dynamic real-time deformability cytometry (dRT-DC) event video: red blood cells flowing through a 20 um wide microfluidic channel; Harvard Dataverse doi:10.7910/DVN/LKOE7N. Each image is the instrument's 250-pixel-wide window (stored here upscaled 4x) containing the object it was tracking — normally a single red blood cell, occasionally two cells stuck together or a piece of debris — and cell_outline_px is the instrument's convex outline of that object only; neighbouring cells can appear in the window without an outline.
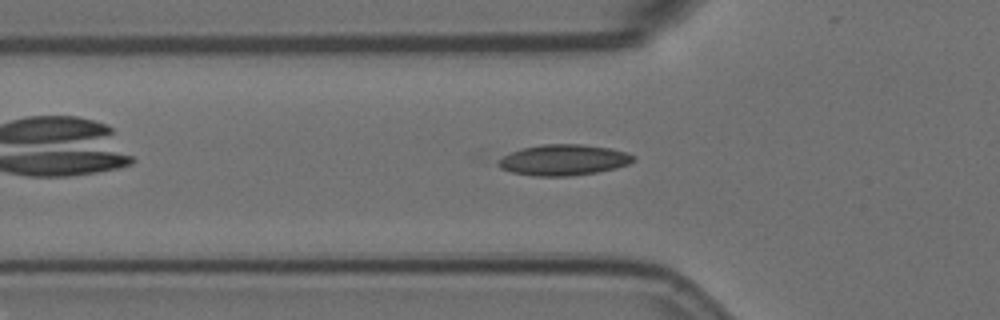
{"species": "Egyptian fruit bat (a non-hibernating species)", "species_latin": "Rousettus aegyptiacus", "temperature_condition": "room temperature", "stored_images_in_passage": 46, "camera_frame_rate_fps": 3000, "um_per_image_px": 0.085, "animal": {"sex": "female"}, "frame": {"image": 1, "passage_image": 7, "time_ms": 2.0, "image_size_px": [1000, 320], "cell_outline_px": [[636, 160], [628, 164], [616, 168], [596, 172], [568, 176], [532, 176], [512, 172], [500, 168], [496, 164], [496, 160], [520, 148], [544, 144], [580, 144], [612, 148], [636, 156]], "centroid_in_image_um": [47.89, 13.59], "position_along_channel_um": 77.9, "area_um2": 24.39}}
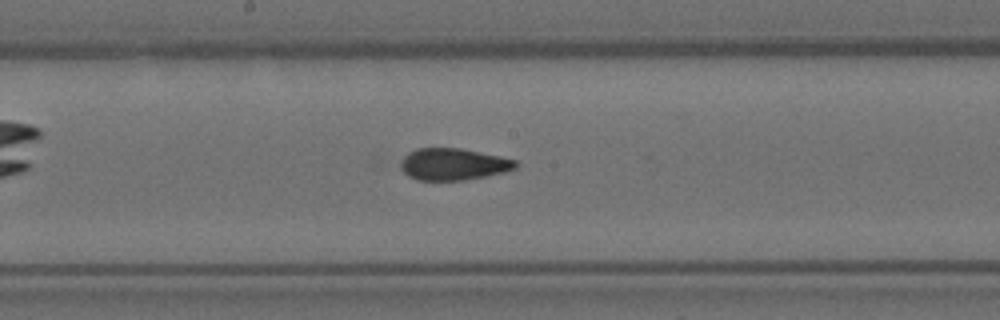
{"frame": {"image": 2, "passage_image": 18, "time_ms": 5.667, "image_size_px": [1000, 320], "cell_outline_px": [[520, 164], [516, 168], [504, 172], [464, 180], [416, 180], [408, 176], [400, 168], [400, 160], [408, 152], [416, 148], [460, 148], [500, 156], [516, 160]], "centroid_in_image_um": [38.51, 13.95], "position_along_channel_um": 209.7, "area_um2": 21.44}}
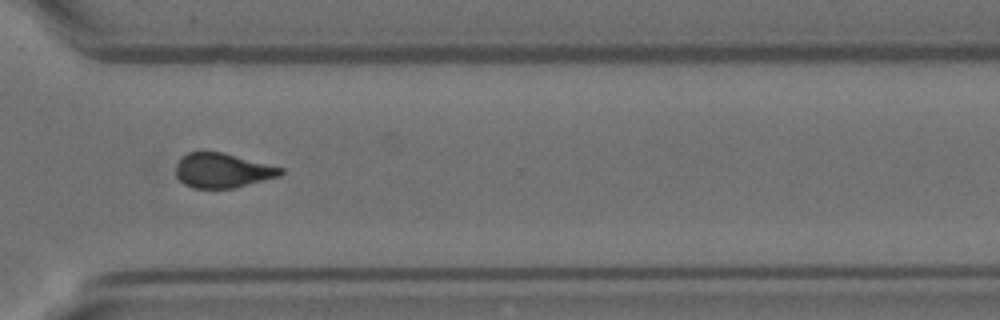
{"frame": {"image": 3, "passage_image": 30, "time_ms": 9.667, "image_size_px": [1000, 320], "cell_outline_px": [[284, 172], [280, 176], [232, 188], [192, 188], [184, 184], [176, 176], [176, 164], [180, 156], [188, 152], [200, 148], [224, 152], [284, 168]], "centroid_in_image_um": [18.86, 14.44], "position_along_channel_um": 351.7, "area_um2": 21.73}, "authors_computed_cell_mechanics": {"area_um2": 21.9351, "velocity_mm_per_s": 3.5569, "shape_relaxation_time_tau1_ms": null, "shape_relaxation_time_tau2_ms": 2.3648, "deformation_change_tau1": null, "deformation_change_tau2": 0.0914}}